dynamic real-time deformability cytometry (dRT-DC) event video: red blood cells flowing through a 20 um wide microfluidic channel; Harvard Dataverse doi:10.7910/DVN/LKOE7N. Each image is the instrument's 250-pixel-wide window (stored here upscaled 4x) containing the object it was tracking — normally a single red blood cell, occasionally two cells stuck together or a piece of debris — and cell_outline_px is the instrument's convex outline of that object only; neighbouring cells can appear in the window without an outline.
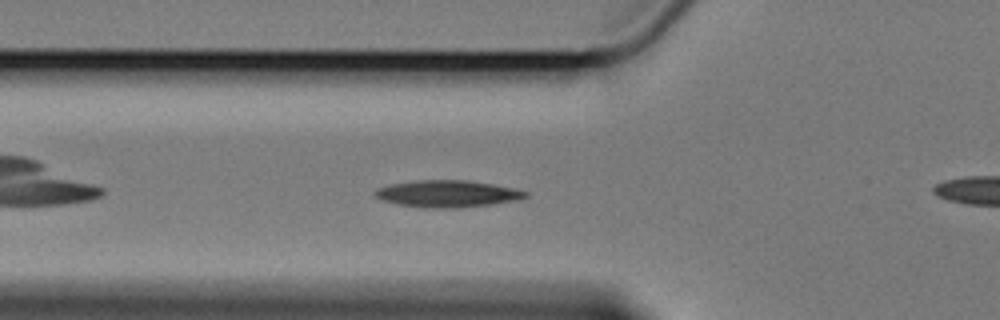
{"species": "Egyptian fruit bat (a non-hibernating species)", "species_latin": "Rousettus aegyptiacus", "temperature_condition": "cold", "stored_images_in_passage": 44, "camera_frame_rate_fps": 3000, "um_per_image_px": 0.085, "animal": {"sex": "female"}, "frame": {"image": 1, "passage_image": 8, "time_ms": 2.333, "image_size_px": [1000, 320], "cell_outline_px": [[528, 196], [520, 200], [492, 204], [460, 208], [424, 208], [396, 204], [380, 200], [372, 192], [376, 188], [392, 184], [416, 180], [464, 180], [492, 184], [512, 188], [528, 192]], "centroid_in_image_um": [38.0, 16.48], "position_along_channel_um": 87.8, "area_um2": 23.76}}
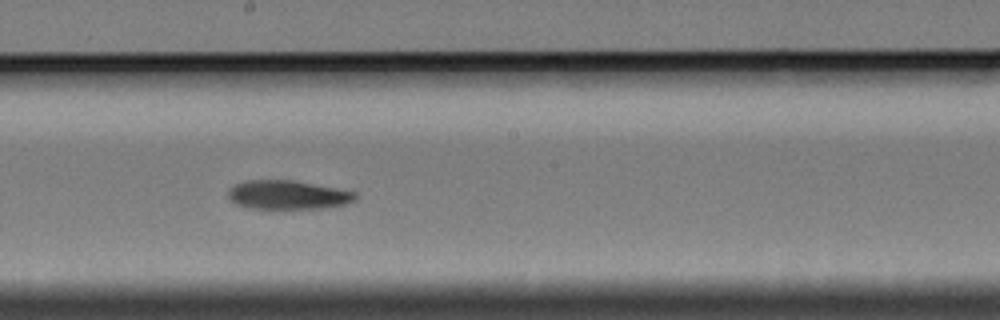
{"frame": {"image": 2, "passage_image": 20, "time_ms": 6.333, "image_size_px": [1000, 320], "cell_outline_px": [[360, 196], [356, 200], [348, 204], [328, 208], [252, 208], [236, 204], [228, 196], [228, 188], [244, 180], [292, 180], [336, 188], [356, 192]], "centroid_in_image_um": [24.52, 16.56], "position_along_channel_um": 223.7, "area_um2": 21.5}}
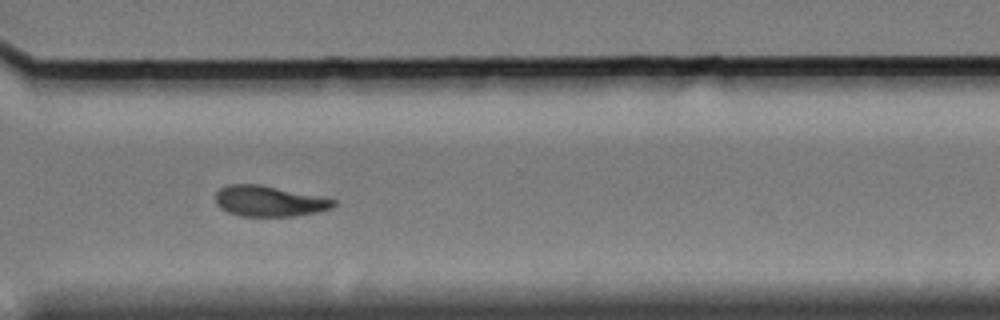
{"frame": {"image": 3, "passage_image": 31, "time_ms": 10.0, "image_size_px": [1000, 320], "cell_outline_px": [[336, 204], [332, 208], [320, 212], [296, 216], [240, 216], [228, 212], [220, 208], [216, 204], [216, 192], [220, 188], [228, 184], [260, 184], [336, 200]], "centroid_in_image_um": [22.86, 17.1], "position_along_channel_um": 347.7, "area_um2": 21.1}}